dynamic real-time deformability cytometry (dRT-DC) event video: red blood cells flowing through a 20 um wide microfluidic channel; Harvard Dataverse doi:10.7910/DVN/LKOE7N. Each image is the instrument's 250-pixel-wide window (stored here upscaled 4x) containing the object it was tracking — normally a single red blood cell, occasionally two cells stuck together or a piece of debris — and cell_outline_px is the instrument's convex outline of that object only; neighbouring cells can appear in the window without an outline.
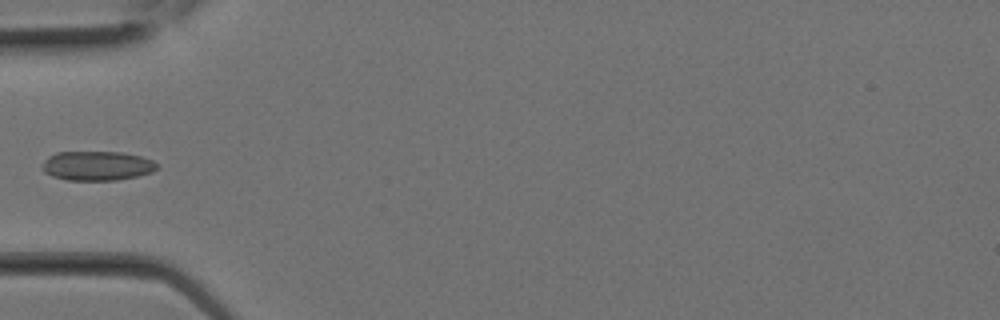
{"species": "Egyptian fruit bat (a non-hibernating species)", "species_latin": "Rousettus aegyptiacus", "temperature_condition": "room temperature", "stored_images_in_passage": 24, "camera_frame_rate_fps": 3000, "um_per_image_px": 0.085, "animal": {"sex": "female"}, "frame": {"image": 1, "passage_image": 8, "time_ms": 2.333, "image_size_px": [1000, 320], "cell_outline_px": [[160, 168], [152, 172], [136, 176], [116, 180], [68, 180], [52, 176], [44, 172], [40, 168], [40, 164], [48, 156], [56, 152], [120, 152], [140, 156], [152, 160], [160, 164]], "centroid_in_image_um": [8.24, 14.09], "position_along_channel_um": 76.8, "area_um2": 19.88}}
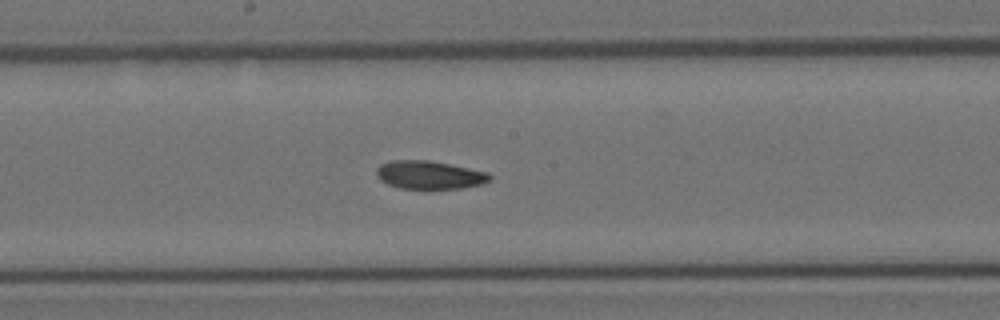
{"frame": {"image": 2, "passage_image": 13, "time_ms": 4.0, "image_size_px": [1000, 320], "cell_outline_px": [[492, 180], [480, 184], [464, 188], [400, 188], [388, 184], [380, 180], [376, 176], [376, 168], [380, 164], [388, 160], [428, 160], [488, 172], [492, 176]], "centroid_in_image_um": [36.47, 14.86], "position_along_channel_um": 211.7, "area_um2": 18.61}}
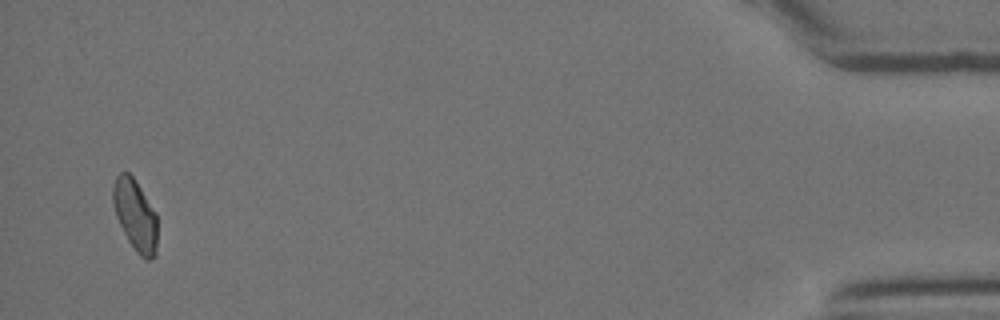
{"frame": {"image": 3, "passage_image": 24, "time_ms": 7.667, "image_size_px": [1000, 320], "cell_outline_px": [[156, 256], [148, 260], [144, 260], [136, 252], [128, 240], [116, 216], [112, 204], [112, 184], [116, 176], [120, 172], [128, 172], [136, 180], [156, 212]], "centroid_in_image_um": [11.48, 18.26], "position_along_channel_um": 423.7, "area_um2": 18.61}}